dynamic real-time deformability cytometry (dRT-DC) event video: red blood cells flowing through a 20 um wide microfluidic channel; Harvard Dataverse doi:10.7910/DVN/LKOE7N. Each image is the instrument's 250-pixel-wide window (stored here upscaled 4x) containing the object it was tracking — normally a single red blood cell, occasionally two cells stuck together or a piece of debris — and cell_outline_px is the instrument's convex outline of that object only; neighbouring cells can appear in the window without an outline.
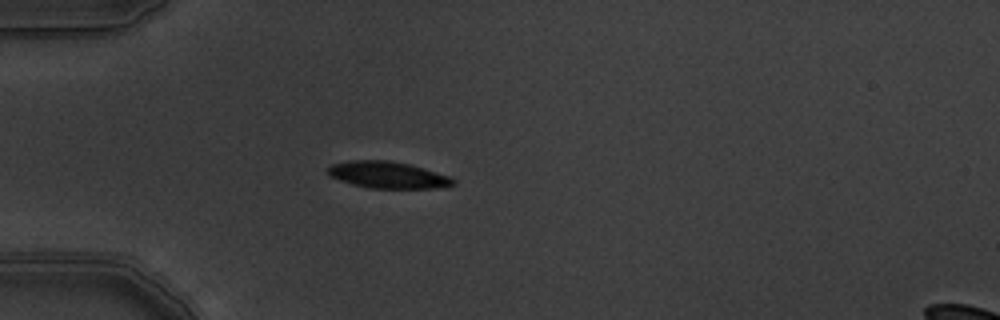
{"species": "common noctule bat (a hibernating species)", "species_latin": "Nyctalus noctula", "temperature_condition": "warm", "stored_images_in_passage": 5, "camera_frame_rate_fps": 3000, "um_per_image_px": 0.085, "animal": {"sex": "male", "body_mass_g": 19.5, "forearm_length_mm": 54.6}, "frame": {"image": 1, "passage_image": 5, "time_ms": 1.333, "image_size_px": [1000, 320], "cell_outline_px": [[456, 180], [452, 184], [436, 188], [368, 188], [352, 184], [328, 176], [328, 168], [332, 164], [352, 160], [388, 160], [408, 164], [452, 176]], "centroid_in_image_um": [32.95, 14.87], "position_along_channel_um": 52.0, "area_um2": 19.42}}